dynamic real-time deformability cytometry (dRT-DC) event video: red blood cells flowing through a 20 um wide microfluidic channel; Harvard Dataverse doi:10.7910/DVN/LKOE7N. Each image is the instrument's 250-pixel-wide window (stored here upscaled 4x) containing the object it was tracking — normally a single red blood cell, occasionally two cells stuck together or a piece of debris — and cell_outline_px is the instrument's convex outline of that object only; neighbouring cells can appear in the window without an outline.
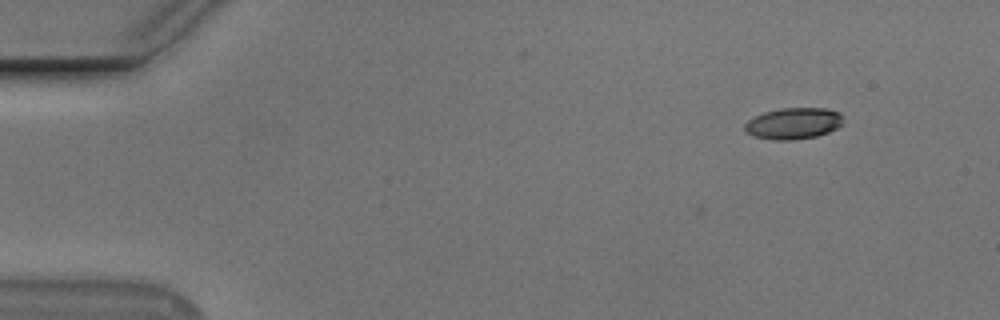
{"species": "Egyptian fruit bat (a non-hibernating species)", "species_latin": "Rousettus aegyptiacus", "temperature_condition": "cold", "stored_images_in_passage": 49, "camera_frame_rate_fps": 3000, "um_per_image_px": 0.085, "animal": {"sex": "male"}, "frame": {"image": 1, "passage_image": 1, "time_ms": 0.0, "image_size_px": [1000, 320], "cell_outline_px": [[844, 124], [828, 132], [816, 136], [792, 140], [772, 140], [752, 136], [744, 128], [744, 124], [748, 120], [764, 112], [780, 108], [828, 108], [840, 112], [844, 116]], "centroid_in_image_um": [67.48, 10.48], "position_along_channel_um": 17.5, "area_um2": 18.21}}
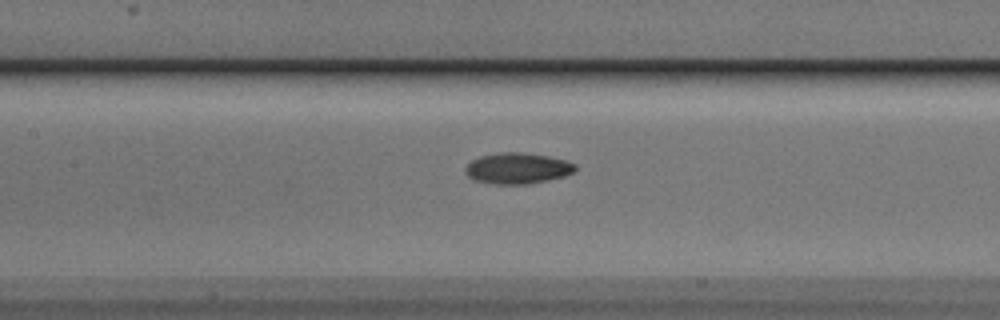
{"frame": {"image": 2, "passage_image": 21, "time_ms": 6.667, "image_size_px": [1000, 320], "cell_outline_px": [[576, 168], [572, 172], [564, 176], [548, 180], [528, 184], [492, 184], [472, 180], [464, 172], [464, 168], [472, 160], [480, 156], [500, 152], [520, 152], [548, 156], [564, 160], [576, 164]], "centroid_in_image_um": [43.94, 14.31], "position_along_channel_um": 163.5, "area_um2": 19.88}}
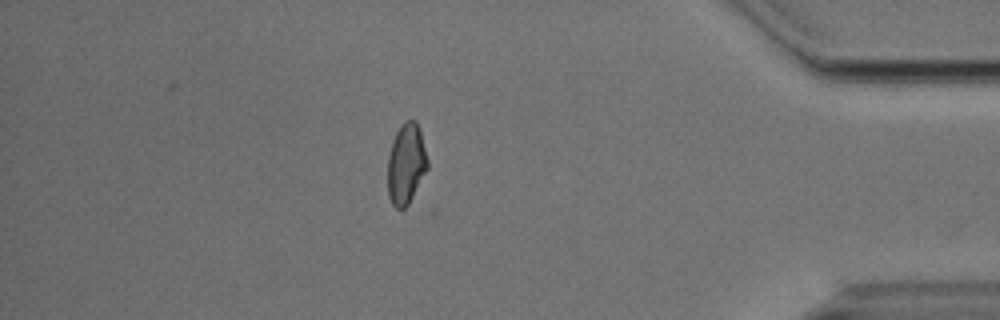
{"frame": {"image": 3, "passage_image": 43, "time_ms": 14.0, "image_size_px": [1000, 320], "cell_outline_px": [[428, 168], [408, 204], [404, 208], [396, 208], [392, 204], [388, 196], [388, 156], [396, 132], [404, 120], [416, 120], [420, 128], [428, 160]], "centroid_in_image_um": [34.53, 13.91], "position_along_channel_um": 400.7, "area_um2": 18.67}, "authors_computed_cell_mechanics": {"area_um2": 18.9006, "velocity_mm_per_s": 3.7543, "shape_relaxation_time_tau1_ms": 3.5904, "shape_relaxation_time_tau2_ms": 4.9936, "deformation_change_tau1": 0.114, "deformation_change_tau2": 0.1009}}